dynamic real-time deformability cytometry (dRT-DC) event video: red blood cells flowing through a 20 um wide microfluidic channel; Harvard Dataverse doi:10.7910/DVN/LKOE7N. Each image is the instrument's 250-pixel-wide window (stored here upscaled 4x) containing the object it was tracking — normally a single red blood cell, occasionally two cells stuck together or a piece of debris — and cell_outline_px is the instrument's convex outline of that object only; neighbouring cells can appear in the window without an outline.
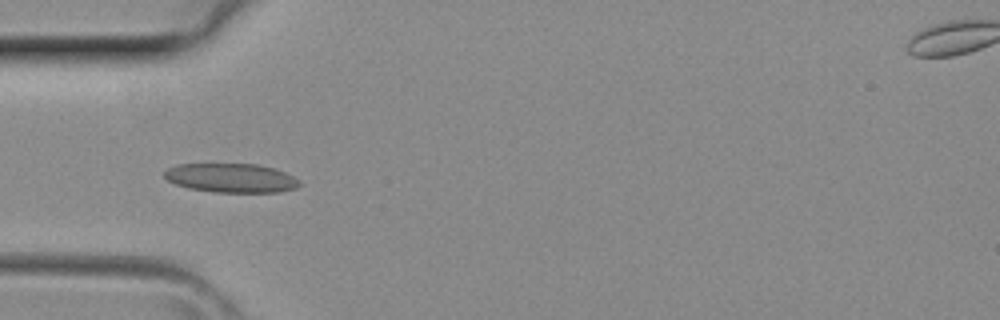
{"species": "common noctule bat (a hibernating species)", "species_latin": "Nyctalus noctula", "temperature_condition": "room temperature", "stored_images_in_passage": 3, "camera_frame_rate_fps": 3000, "um_per_image_px": 0.085, "animal": {"sex": "female", "body_mass_g": 29.2, "forearm_length_mm": 56.3}, "frame": {"image": 1, "passage_image": 2, "time_ms": 0.333, "image_size_px": [1000, 320], "cell_outline_px": [[300, 184], [296, 188], [280, 192], [212, 192], [188, 188], [176, 184], [168, 180], [164, 176], [164, 172], [168, 168], [176, 164], [256, 164], [272, 168], [284, 172], [300, 180]], "centroid_in_image_um": [19.64, 15.13], "position_along_channel_um": 65.4, "area_um2": 22.83}}
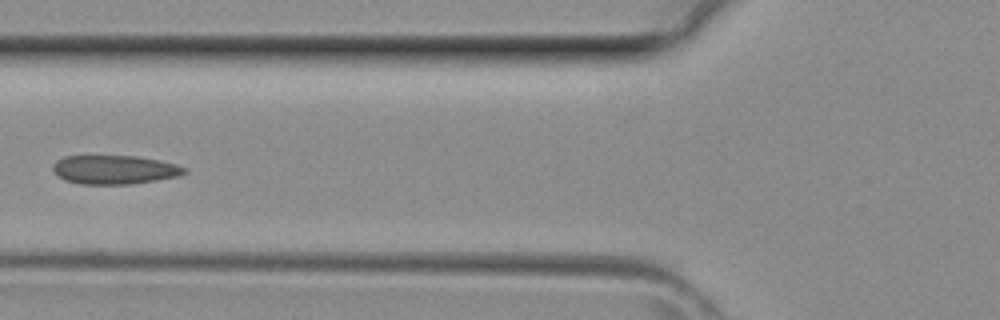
{"frame": {"image": 2, "passage_image": 3, "time_ms": 0.667, "image_size_px": [1000, 320], "cell_outline_px": [[188, 172], [180, 176], [132, 184], [80, 184], [64, 180], [52, 168], [56, 160], [64, 156], [136, 156], [160, 160], [176, 164], [188, 168]], "centroid_in_image_um": [9.79, 14.42], "position_along_channel_um": 116.0, "area_um2": 22.2}}